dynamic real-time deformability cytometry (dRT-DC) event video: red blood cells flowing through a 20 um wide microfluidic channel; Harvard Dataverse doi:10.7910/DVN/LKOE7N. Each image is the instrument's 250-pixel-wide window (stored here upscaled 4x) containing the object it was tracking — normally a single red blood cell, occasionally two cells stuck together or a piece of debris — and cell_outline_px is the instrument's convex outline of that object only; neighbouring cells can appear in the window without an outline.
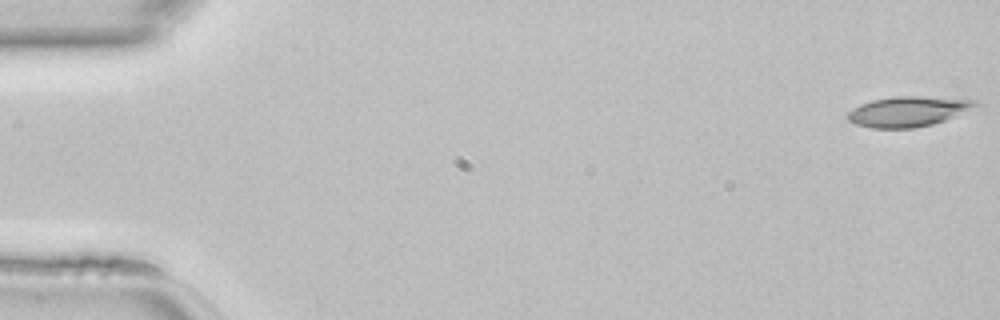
{"species": "common noctule bat (a hibernating species)", "species_latin": "Nyctalus noctula", "temperature_condition": "room temperature", "stored_images_in_passage": 47, "camera_frame_rate_fps": 3000, "um_per_image_px": 0.085, "animal": {"sex": "female", "body_mass_g": 22.7, "forearm_length_mm": 54.2}, "frame": {"image": 1, "passage_image": 1, "time_ms": 0.0, "image_size_px": [1000, 320], "cell_outline_px": [[984, 108], [932, 124], [916, 128], [872, 128], [856, 124], [848, 120], [848, 112], [852, 108], [860, 104], [872, 100], [896, 96], [920, 96], [976, 100], [984, 104]], "centroid_in_image_um": [77.35, 9.47], "position_along_channel_um": 7.6, "area_um2": 23.12}}
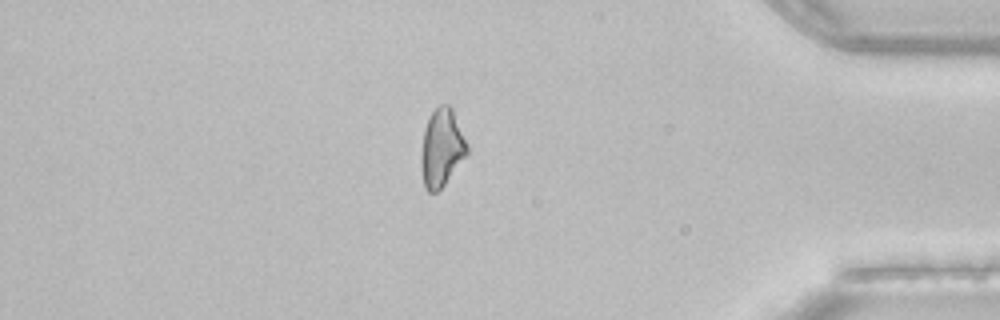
{"frame": {"image": 2, "passage_image": 40, "time_ms": 13.0, "image_size_px": [1000, 320], "cell_outline_px": [[468, 152], [444, 184], [436, 192], [428, 192], [424, 188], [420, 168], [420, 152], [424, 128], [428, 116], [440, 104], [448, 104], [452, 108], [468, 144]], "centroid_in_image_um": [37.5, 12.55], "position_along_channel_um": 397.7, "area_um2": 20.98}}
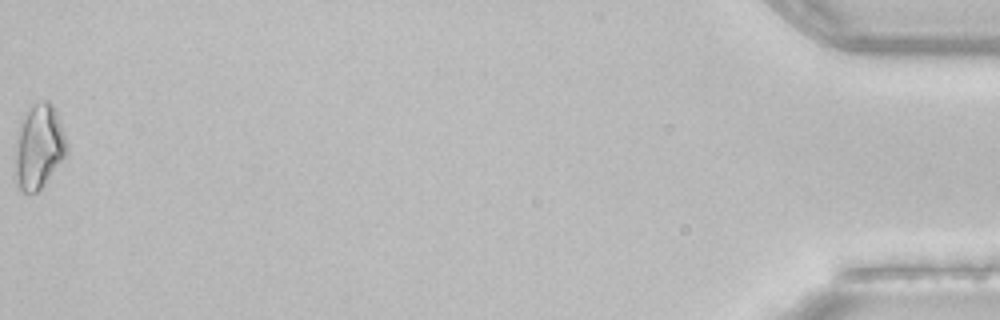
{"frame": {"image": 3, "passage_image": 47, "time_ms": 15.333, "image_size_px": [1000, 320], "cell_outline_px": [[68, 152], [44, 184], [36, 192], [20, 192], [16, 176], [16, 144], [20, 120], [36, 104], [44, 100], [48, 100], [52, 104], [56, 112], [64, 132], [68, 144]], "centroid_in_image_um": [3.32, 12.47], "position_along_channel_um": 431.9, "area_um2": 24.85}}